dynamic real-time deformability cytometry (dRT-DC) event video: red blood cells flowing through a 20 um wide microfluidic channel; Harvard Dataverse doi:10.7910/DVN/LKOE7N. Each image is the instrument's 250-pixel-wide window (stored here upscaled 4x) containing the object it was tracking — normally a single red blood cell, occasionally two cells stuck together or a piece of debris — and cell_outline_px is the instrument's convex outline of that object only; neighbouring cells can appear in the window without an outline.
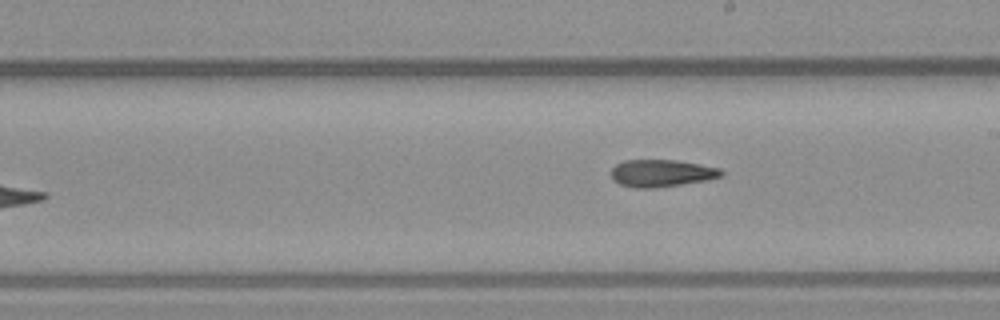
{"species": "common noctule bat (a hibernating species)", "species_latin": "Nyctalus noctula", "temperature_condition": "warm", "stored_images_in_passage": 9, "camera_frame_rate_fps": 3000, "um_per_image_px": 0.085, "animal": {"sex": "male", "body_mass_g": 23.1, "forearm_length_mm": 52.7}, "frame": {"image": 1, "passage_image": 9, "time_ms": 2.667, "image_size_px": [1000, 320], "cell_outline_px": [[724, 176], [708, 180], [652, 188], [636, 188], [620, 184], [612, 180], [612, 168], [616, 164], [624, 160], [676, 160], [700, 164], [720, 168], [724, 172]], "centroid_in_image_um": [56.25, 14.71], "position_along_channel_um": 232.7, "area_um2": 17.51}}